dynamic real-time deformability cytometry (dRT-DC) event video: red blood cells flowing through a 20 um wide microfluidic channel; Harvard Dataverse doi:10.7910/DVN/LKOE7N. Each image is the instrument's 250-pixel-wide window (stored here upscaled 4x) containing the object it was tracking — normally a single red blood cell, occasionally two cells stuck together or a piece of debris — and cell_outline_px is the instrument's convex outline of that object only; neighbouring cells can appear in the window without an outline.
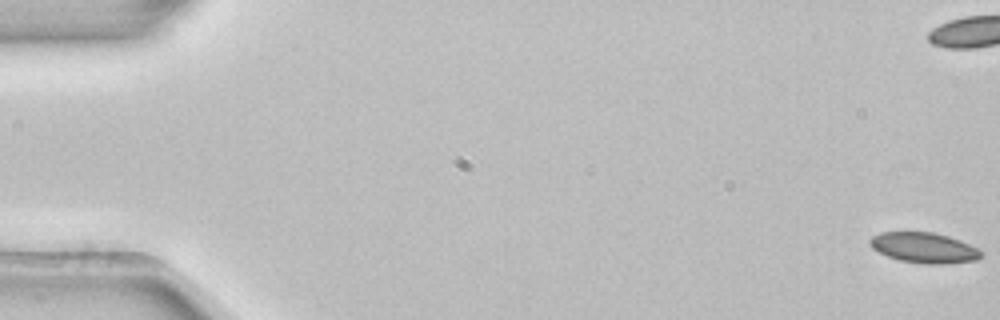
{"species": "common noctule bat (a hibernating species)", "species_latin": "Nyctalus noctula", "temperature_condition": "room temperature", "stored_images_in_passage": 7, "camera_frame_rate_fps": 3000, "um_per_image_px": 0.085, "animal": {"sex": "female", "body_mass_g": 22.7, "forearm_length_mm": 54.2}, "frame": {"image": 1, "passage_image": 1, "time_ms": 0.0, "image_size_px": [1000, 320], "cell_outline_px": [[984, 252], [976, 260], [944, 264], [924, 264], [900, 260], [888, 256], [872, 248], [868, 244], [868, 240], [872, 236], [880, 232], [932, 232], [948, 236], [960, 240]], "centroid_in_image_um": [78.52, 21.05], "position_along_channel_um": 6.5, "area_um2": 19.65}}
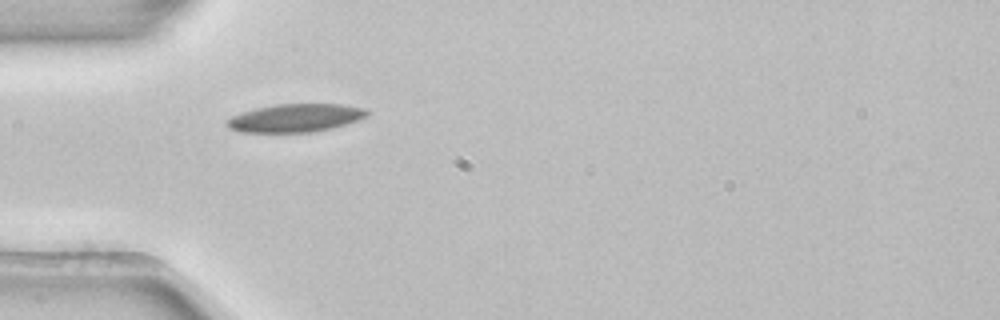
{"frame": {"image": 2, "passage_image": 5, "time_ms": 1.333, "image_size_px": [1000, 320], "cell_outline_px": [[372, 112], [368, 116], [360, 120], [332, 128], [312, 132], [240, 132], [228, 128], [224, 124], [224, 120], [232, 116], [256, 108], [276, 104], [340, 104], [364, 108]], "centroid_in_image_um": [25.12, 10.03], "position_along_channel_um": 59.9, "area_um2": 23.18}}